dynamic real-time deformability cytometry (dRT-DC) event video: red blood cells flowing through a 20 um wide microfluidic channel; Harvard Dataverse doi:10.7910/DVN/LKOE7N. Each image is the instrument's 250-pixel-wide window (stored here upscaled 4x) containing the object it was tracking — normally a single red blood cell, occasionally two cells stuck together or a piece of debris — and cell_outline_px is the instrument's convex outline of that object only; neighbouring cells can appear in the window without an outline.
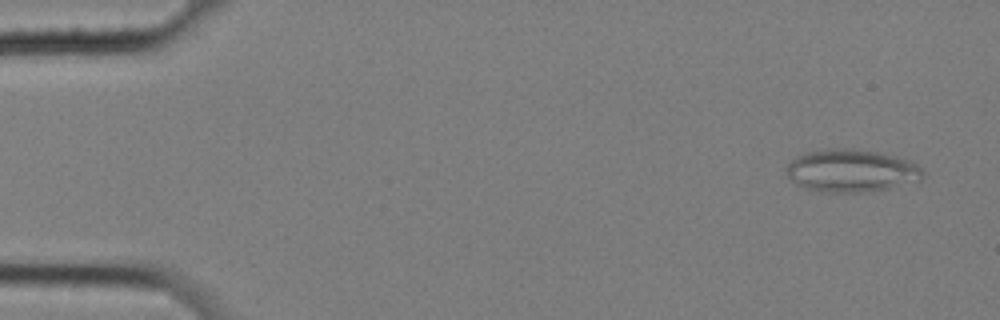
{"species": "common noctule bat (a hibernating species)", "species_latin": "Nyctalus noctula", "temperature_condition": "cold", "stored_images_in_passage": 5, "camera_frame_rate_fps": 3000, "um_per_image_px": 0.085, "animal": {"sex": "female", "body_mass_g": 25.1}, "frame": {"image": 1, "passage_image": 1, "time_ms": 0.0, "image_size_px": [1000, 320], "cell_outline_px": [[924, 176], [920, 180], [888, 188], [864, 192], [828, 192], [808, 188], [796, 184], [788, 176], [788, 164], [796, 156], [808, 152], [828, 148], [856, 148], [896, 156], [912, 160], [924, 172]], "centroid_in_image_um": [72.4, 14.49], "position_along_channel_um": 12.6, "area_um2": 33.76}}